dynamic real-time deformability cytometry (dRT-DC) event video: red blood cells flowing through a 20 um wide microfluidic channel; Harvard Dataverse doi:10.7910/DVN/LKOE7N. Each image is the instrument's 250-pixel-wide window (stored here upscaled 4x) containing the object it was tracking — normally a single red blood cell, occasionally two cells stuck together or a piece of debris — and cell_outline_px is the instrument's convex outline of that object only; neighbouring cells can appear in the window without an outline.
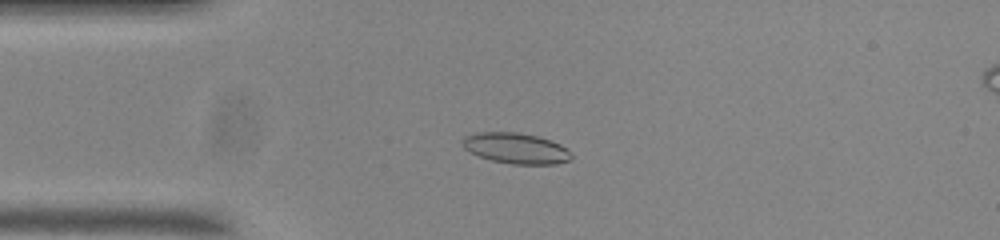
{"species": "common noctule bat (a hibernating species)", "species_latin": "Nyctalus noctula", "temperature_condition": "room temperature", "stored_images_in_passage": 55, "camera_frame_rate_fps": 3000, "um_per_image_px": 0.085, "animal": {"sex": "male", "body_mass_g": 20.0, "forearm_length_mm": 53.3}, "frame": {"image": 1, "passage_image": 13, "time_ms": 4.0, "image_size_px": [1000, 240], "cell_outline_px": [[572, 160], [556, 164], [512, 164], [492, 160], [480, 156], [464, 148], [460, 140], [464, 136], [476, 132], [520, 132], [536, 136], [560, 144], [568, 148], [572, 156]], "centroid_in_image_um": [43.86, 12.6], "position_along_channel_um": 41.1, "area_um2": 19.54}}
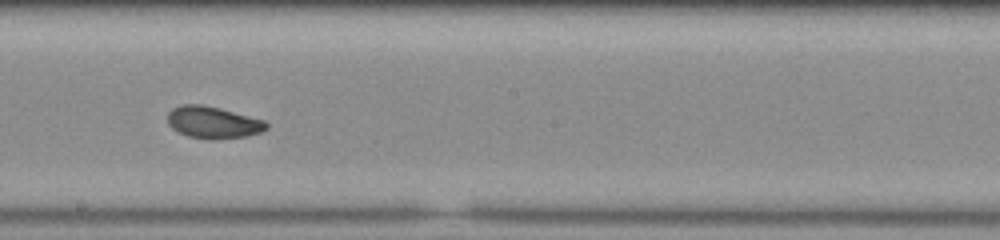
{"frame": {"image": 2, "passage_image": 30, "time_ms": 9.667, "image_size_px": [1000, 240], "cell_outline_px": [[268, 128], [260, 132], [244, 136], [212, 140], [208, 140], [188, 136], [172, 128], [168, 124], [168, 112], [172, 108], [180, 104], [204, 104], [220, 108], [264, 120], [268, 124]], "centroid_in_image_um": [18.08, 10.39], "position_along_channel_um": 230.1, "area_um2": 18.44}}
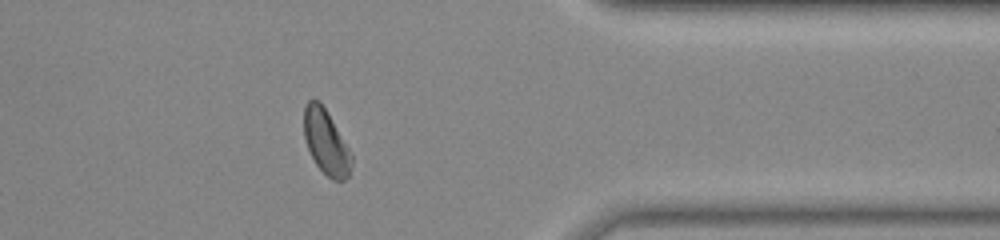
{"frame": {"image": 3, "passage_image": 44, "time_ms": 14.333, "image_size_px": [1000, 240], "cell_outline_px": [[352, 164], [348, 176], [344, 180], [332, 180], [316, 164], [308, 148], [304, 136], [304, 108], [308, 100], [320, 100], [348, 148], [352, 156]], "centroid_in_image_um": [27.7, 12.08], "position_along_channel_um": 383.7, "area_um2": 17.51}, "authors_computed_cell_mechanics": {"area_um2": 18.6116, "velocity_mm_per_s": 3.6778, "shape_relaxation_time_tau1_ms": 3.2972, "shape_relaxation_time_tau2_ms": 4.9533, "deformation_change_tau1": 0.0896, "deformation_change_tau2": 0.089}}